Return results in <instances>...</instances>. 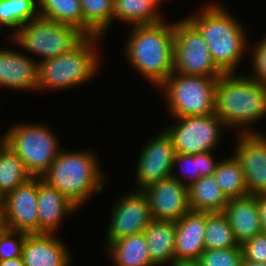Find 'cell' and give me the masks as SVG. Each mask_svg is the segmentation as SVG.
<instances>
[{"label":"cell","instance_id":"cell-1","mask_svg":"<svg viewBox=\"0 0 266 266\" xmlns=\"http://www.w3.org/2000/svg\"><path fill=\"white\" fill-rule=\"evenodd\" d=\"M214 2L206 3L199 11L185 17L201 33L217 68L223 74L239 73L244 56L248 57V28L227 10L229 7Z\"/></svg>","mask_w":266,"mask_h":266},{"label":"cell","instance_id":"cell-2","mask_svg":"<svg viewBox=\"0 0 266 266\" xmlns=\"http://www.w3.org/2000/svg\"><path fill=\"white\" fill-rule=\"evenodd\" d=\"M214 113L228 132L265 133L253 125L266 118V85L245 72L222 74L215 86Z\"/></svg>","mask_w":266,"mask_h":266},{"label":"cell","instance_id":"cell-3","mask_svg":"<svg viewBox=\"0 0 266 266\" xmlns=\"http://www.w3.org/2000/svg\"><path fill=\"white\" fill-rule=\"evenodd\" d=\"M122 50L131 68L157 89L173 72L174 21L130 26Z\"/></svg>","mask_w":266,"mask_h":266},{"label":"cell","instance_id":"cell-4","mask_svg":"<svg viewBox=\"0 0 266 266\" xmlns=\"http://www.w3.org/2000/svg\"><path fill=\"white\" fill-rule=\"evenodd\" d=\"M99 161L95 150L73 148L69 151L62 148L55 161L40 178L81 210L92 196L106 188L107 173L104 174Z\"/></svg>","mask_w":266,"mask_h":266},{"label":"cell","instance_id":"cell-5","mask_svg":"<svg viewBox=\"0 0 266 266\" xmlns=\"http://www.w3.org/2000/svg\"><path fill=\"white\" fill-rule=\"evenodd\" d=\"M103 37L86 36L71 51L38 63V91L42 93L80 88L101 70ZM41 91V92H40Z\"/></svg>","mask_w":266,"mask_h":266},{"label":"cell","instance_id":"cell-6","mask_svg":"<svg viewBox=\"0 0 266 266\" xmlns=\"http://www.w3.org/2000/svg\"><path fill=\"white\" fill-rule=\"evenodd\" d=\"M52 126L43 122L16 123L3 134V142L21 159L28 174L40 178L62 149Z\"/></svg>","mask_w":266,"mask_h":266},{"label":"cell","instance_id":"cell-7","mask_svg":"<svg viewBox=\"0 0 266 266\" xmlns=\"http://www.w3.org/2000/svg\"><path fill=\"white\" fill-rule=\"evenodd\" d=\"M85 37L73 26L39 16L18 28L12 42L26 55L38 57L35 60L40 63L71 51Z\"/></svg>","mask_w":266,"mask_h":266},{"label":"cell","instance_id":"cell-8","mask_svg":"<svg viewBox=\"0 0 266 266\" xmlns=\"http://www.w3.org/2000/svg\"><path fill=\"white\" fill-rule=\"evenodd\" d=\"M217 79L172 72L157 88L171 118L214 113Z\"/></svg>","mask_w":266,"mask_h":266},{"label":"cell","instance_id":"cell-9","mask_svg":"<svg viewBox=\"0 0 266 266\" xmlns=\"http://www.w3.org/2000/svg\"><path fill=\"white\" fill-rule=\"evenodd\" d=\"M173 72L215 79L223 74L213 62L201 33L186 17L174 21Z\"/></svg>","mask_w":266,"mask_h":266},{"label":"cell","instance_id":"cell-10","mask_svg":"<svg viewBox=\"0 0 266 266\" xmlns=\"http://www.w3.org/2000/svg\"><path fill=\"white\" fill-rule=\"evenodd\" d=\"M173 122L164 129L172 138L175 152L180 154L216 151L228 130L215 113L174 118Z\"/></svg>","mask_w":266,"mask_h":266},{"label":"cell","instance_id":"cell-11","mask_svg":"<svg viewBox=\"0 0 266 266\" xmlns=\"http://www.w3.org/2000/svg\"><path fill=\"white\" fill-rule=\"evenodd\" d=\"M110 209V219L103 249L113 241L144 232L154 219L149 200L142 190L120 195Z\"/></svg>","mask_w":266,"mask_h":266},{"label":"cell","instance_id":"cell-12","mask_svg":"<svg viewBox=\"0 0 266 266\" xmlns=\"http://www.w3.org/2000/svg\"><path fill=\"white\" fill-rule=\"evenodd\" d=\"M154 134L139 150L134 173L135 187L132 190H143L148 185L171 176L176 155L172 138L165 129Z\"/></svg>","mask_w":266,"mask_h":266},{"label":"cell","instance_id":"cell-13","mask_svg":"<svg viewBox=\"0 0 266 266\" xmlns=\"http://www.w3.org/2000/svg\"><path fill=\"white\" fill-rule=\"evenodd\" d=\"M38 178L31 177L4 197L2 226L27 234H39Z\"/></svg>","mask_w":266,"mask_h":266},{"label":"cell","instance_id":"cell-14","mask_svg":"<svg viewBox=\"0 0 266 266\" xmlns=\"http://www.w3.org/2000/svg\"><path fill=\"white\" fill-rule=\"evenodd\" d=\"M235 136L231 153L244 171L248 195L266 194V133Z\"/></svg>","mask_w":266,"mask_h":266},{"label":"cell","instance_id":"cell-15","mask_svg":"<svg viewBox=\"0 0 266 266\" xmlns=\"http://www.w3.org/2000/svg\"><path fill=\"white\" fill-rule=\"evenodd\" d=\"M142 191L149 200L154 220L176 222L191 211L188 187L173 176L152 183Z\"/></svg>","mask_w":266,"mask_h":266},{"label":"cell","instance_id":"cell-16","mask_svg":"<svg viewBox=\"0 0 266 266\" xmlns=\"http://www.w3.org/2000/svg\"><path fill=\"white\" fill-rule=\"evenodd\" d=\"M12 43V44H11ZM13 47H0V89L19 92L38 91V63L35 57Z\"/></svg>","mask_w":266,"mask_h":266},{"label":"cell","instance_id":"cell-17","mask_svg":"<svg viewBox=\"0 0 266 266\" xmlns=\"http://www.w3.org/2000/svg\"><path fill=\"white\" fill-rule=\"evenodd\" d=\"M60 234H28L22 248L25 266H72L74 256Z\"/></svg>","mask_w":266,"mask_h":266},{"label":"cell","instance_id":"cell-18","mask_svg":"<svg viewBox=\"0 0 266 266\" xmlns=\"http://www.w3.org/2000/svg\"><path fill=\"white\" fill-rule=\"evenodd\" d=\"M39 234H58L64 220L79 209L63 194L38 178Z\"/></svg>","mask_w":266,"mask_h":266},{"label":"cell","instance_id":"cell-19","mask_svg":"<svg viewBox=\"0 0 266 266\" xmlns=\"http://www.w3.org/2000/svg\"><path fill=\"white\" fill-rule=\"evenodd\" d=\"M206 212L190 211L176 221L175 260H199L205 251Z\"/></svg>","mask_w":266,"mask_h":266},{"label":"cell","instance_id":"cell-20","mask_svg":"<svg viewBox=\"0 0 266 266\" xmlns=\"http://www.w3.org/2000/svg\"><path fill=\"white\" fill-rule=\"evenodd\" d=\"M223 214L228 219L238 245H242L261 232L255 195L229 199Z\"/></svg>","mask_w":266,"mask_h":266},{"label":"cell","instance_id":"cell-21","mask_svg":"<svg viewBox=\"0 0 266 266\" xmlns=\"http://www.w3.org/2000/svg\"><path fill=\"white\" fill-rule=\"evenodd\" d=\"M151 262L169 266L175 260L176 222L153 220L143 232Z\"/></svg>","mask_w":266,"mask_h":266},{"label":"cell","instance_id":"cell-22","mask_svg":"<svg viewBox=\"0 0 266 266\" xmlns=\"http://www.w3.org/2000/svg\"><path fill=\"white\" fill-rule=\"evenodd\" d=\"M103 250L112 266H155L151 262L143 232L113 241Z\"/></svg>","mask_w":266,"mask_h":266},{"label":"cell","instance_id":"cell-23","mask_svg":"<svg viewBox=\"0 0 266 266\" xmlns=\"http://www.w3.org/2000/svg\"><path fill=\"white\" fill-rule=\"evenodd\" d=\"M213 152L216 153L215 151L193 155L176 153L171 176L187 187L201 177L212 176L220 162Z\"/></svg>","mask_w":266,"mask_h":266},{"label":"cell","instance_id":"cell-24","mask_svg":"<svg viewBox=\"0 0 266 266\" xmlns=\"http://www.w3.org/2000/svg\"><path fill=\"white\" fill-rule=\"evenodd\" d=\"M160 9L154 0H114L113 23L119 21L129 26L157 24L166 19Z\"/></svg>","mask_w":266,"mask_h":266},{"label":"cell","instance_id":"cell-25","mask_svg":"<svg viewBox=\"0 0 266 266\" xmlns=\"http://www.w3.org/2000/svg\"><path fill=\"white\" fill-rule=\"evenodd\" d=\"M191 211L223 213L229 199L217 185L214 175L205 176L188 186Z\"/></svg>","mask_w":266,"mask_h":266},{"label":"cell","instance_id":"cell-26","mask_svg":"<svg viewBox=\"0 0 266 266\" xmlns=\"http://www.w3.org/2000/svg\"><path fill=\"white\" fill-rule=\"evenodd\" d=\"M85 36H104L113 25L114 0H80Z\"/></svg>","mask_w":266,"mask_h":266},{"label":"cell","instance_id":"cell-27","mask_svg":"<svg viewBox=\"0 0 266 266\" xmlns=\"http://www.w3.org/2000/svg\"><path fill=\"white\" fill-rule=\"evenodd\" d=\"M213 175L228 199L248 195L244 171L233 154L220 160Z\"/></svg>","mask_w":266,"mask_h":266},{"label":"cell","instance_id":"cell-28","mask_svg":"<svg viewBox=\"0 0 266 266\" xmlns=\"http://www.w3.org/2000/svg\"><path fill=\"white\" fill-rule=\"evenodd\" d=\"M39 16L38 0H0V20L11 30L6 41L11 42L18 28Z\"/></svg>","mask_w":266,"mask_h":266},{"label":"cell","instance_id":"cell-29","mask_svg":"<svg viewBox=\"0 0 266 266\" xmlns=\"http://www.w3.org/2000/svg\"><path fill=\"white\" fill-rule=\"evenodd\" d=\"M31 176L21 159L4 143L0 145V192L5 197Z\"/></svg>","mask_w":266,"mask_h":266},{"label":"cell","instance_id":"cell-30","mask_svg":"<svg viewBox=\"0 0 266 266\" xmlns=\"http://www.w3.org/2000/svg\"><path fill=\"white\" fill-rule=\"evenodd\" d=\"M39 15L73 26L83 33V15L80 0H38Z\"/></svg>","mask_w":266,"mask_h":266},{"label":"cell","instance_id":"cell-31","mask_svg":"<svg viewBox=\"0 0 266 266\" xmlns=\"http://www.w3.org/2000/svg\"><path fill=\"white\" fill-rule=\"evenodd\" d=\"M205 250L241 247L234 238L231 226L223 213L206 212Z\"/></svg>","mask_w":266,"mask_h":266},{"label":"cell","instance_id":"cell-32","mask_svg":"<svg viewBox=\"0 0 266 266\" xmlns=\"http://www.w3.org/2000/svg\"><path fill=\"white\" fill-rule=\"evenodd\" d=\"M243 260L241 247L205 250L199 257L201 266H240Z\"/></svg>","mask_w":266,"mask_h":266},{"label":"cell","instance_id":"cell-33","mask_svg":"<svg viewBox=\"0 0 266 266\" xmlns=\"http://www.w3.org/2000/svg\"><path fill=\"white\" fill-rule=\"evenodd\" d=\"M27 235V233L2 226L0 228V261L21 257Z\"/></svg>","mask_w":266,"mask_h":266},{"label":"cell","instance_id":"cell-34","mask_svg":"<svg viewBox=\"0 0 266 266\" xmlns=\"http://www.w3.org/2000/svg\"><path fill=\"white\" fill-rule=\"evenodd\" d=\"M263 36L255 44L250 41L248 59L251 60L248 61L251 63L249 69L251 68L253 73L250 72L248 75L260 84L266 85V34Z\"/></svg>","mask_w":266,"mask_h":266},{"label":"cell","instance_id":"cell-35","mask_svg":"<svg viewBox=\"0 0 266 266\" xmlns=\"http://www.w3.org/2000/svg\"><path fill=\"white\" fill-rule=\"evenodd\" d=\"M243 259L254 263H266V233L260 232L241 245Z\"/></svg>","mask_w":266,"mask_h":266},{"label":"cell","instance_id":"cell-36","mask_svg":"<svg viewBox=\"0 0 266 266\" xmlns=\"http://www.w3.org/2000/svg\"><path fill=\"white\" fill-rule=\"evenodd\" d=\"M259 209L261 232L266 233V194L255 195Z\"/></svg>","mask_w":266,"mask_h":266},{"label":"cell","instance_id":"cell-37","mask_svg":"<svg viewBox=\"0 0 266 266\" xmlns=\"http://www.w3.org/2000/svg\"><path fill=\"white\" fill-rule=\"evenodd\" d=\"M0 266H25V264L21 256L9 260H2L0 261Z\"/></svg>","mask_w":266,"mask_h":266},{"label":"cell","instance_id":"cell-38","mask_svg":"<svg viewBox=\"0 0 266 266\" xmlns=\"http://www.w3.org/2000/svg\"><path fill=\"white\" fill-rule=\"evenodd\" d=\"M169 266H201L198 260H174Z\"/></svg>","mask_w":266,"mask_h":266},{"label":"cell","instance_id":"cell-39","mask_svg":"<svg viewBox=\"0 0 266 266\" xmlns=\"http://www.w3.org/2000/svg\"><path fill=\"white\" fill-rule=\"evenodd\" d=\"M240 266H266V263H254L243 259Z\"/></svg>","mask_w":266,"mask_h":266},{"label":"cell","instance_id":"cell-40","mask_svg":"<svg viewBox=\"0 0 266 266\" xmlns=\"http://www.w3.org/2000/svg\"><path fill=\"white\" fill-rule=\"evenodd\" d=\"M3 208H4V196L3 194L0 192V214H3Z\"/></svg>","mask_w":266,"mask_h":266},{"label":"cell","instance_id":"cell-41","mask_svg":"<svg viewBox=\"0 0 266 266\" xmlns=\"http://www.w3.org/2000/svg\"><path fill=\"white\" fill-rule=\"evenodd\" d=\"M157 4H158V6L161 8V6H162V3L163 2H166V1H169V0H154Z\"/></svg>","mask_w":266,"mask_h":266},{"label":"cell","instance_id":"cell-42","mask_svg":"<svg viewBox=\"0 0 266 266\" xmlns=\"http://www.w3.org/2000/svg\"><path fill=\"white\" fill-rule=\"evenodd\" d=\"M1 28H2V30L4 29V28H6L7 29V27L2 23V21L0 20V31H1Z\"/></svg>","mask_w":266,"mask_h":266},{"label":"cell","instance_id":"cell-43","mask_svg":"<svg viewBox=\"0 0 266 266\" xmlns=\"http://www.w3.org/2000/svg\"><path fill=\"white\" fill-rule=\"evenodd\" d=\"M2 142H3V134H1L0 136V145L2 144Z\"/></svg>","mask_w":266,"mask_h":266},{"label":"cell","instance_id":"cell-44","mask_svg":"<svg viewBox=\"0 0 266 266\" xmlns=\"http://www.w3.org/2000/svg\"><path fill=\"white\" fill-rule=\"evenodd\" d=\"M1 217L2 215L0 214V228L2 227Z\"/></svg>","mask_w":266,"mask_h":266}]
</instances>
